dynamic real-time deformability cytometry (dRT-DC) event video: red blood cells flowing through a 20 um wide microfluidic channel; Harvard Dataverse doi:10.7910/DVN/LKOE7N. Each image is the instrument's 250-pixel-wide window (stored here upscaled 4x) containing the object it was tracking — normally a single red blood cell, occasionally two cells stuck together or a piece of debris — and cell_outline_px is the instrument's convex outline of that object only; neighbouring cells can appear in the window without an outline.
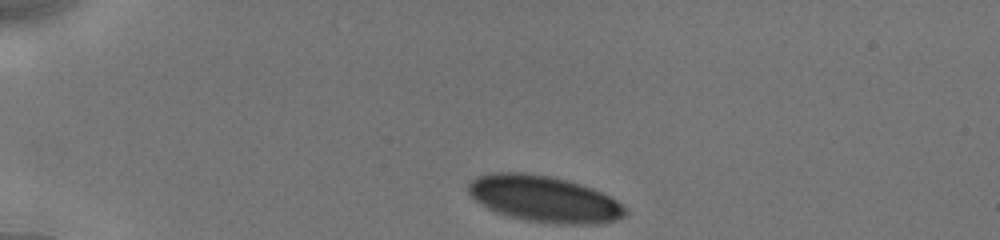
{"species": "human", "species_latin": "Homo sapiens", "temperature_condition": "cold", "stored_images_in_passage": 8, "camera_frame_rate_fps": 3000, "um_per_image_px": 0.085, "donor": {"sex": "male"}, "frame": {"image": 1, "passage_image": 1, "time_ms": 0.0, "image_size_px": [1000, 240], "cell_outline_px": [[628, 216], [616, 220], [596, 224], [552, 224], [524, 220], [508, 216], [496, 212], [480, 204], [468, 192], [468, 184], [472, 180], [480, 176], [492, 172], [520, 172], [548, 176], [580, 184], [592, 188], [616, 200], [628, 212]], "centroid_in_image_um": [46.25, 16.93], "position_along_channel_um": 38.7, "area_um2": 42.19}}
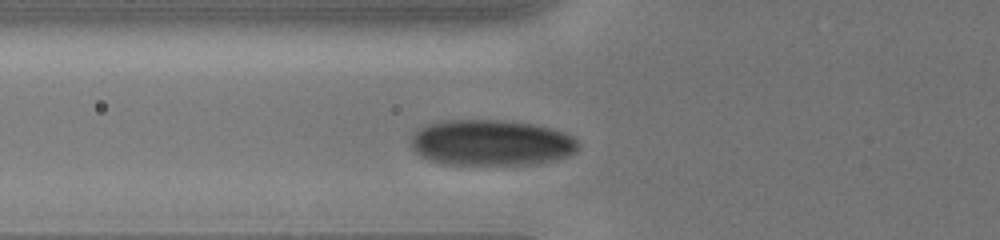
{"frame": {"image": 2, "passage_image": 7, "time_ms": 2.667, "image_size_px": [1000, 240], "cell_outline_px": [[580, 148], [576, 152], [568, 156], [536, 164], [444, 164], [428, 160], [420, 156], [412, 148], [412, 132], [428, 124], [444, 120], [504, 120], [532, 124], [552, 128], [572, 136], [580, 144]], "centroid_in_image_um": [41.76, 12.13], "position_along_channel_um": 84.0, "area_um2": 44.91}}